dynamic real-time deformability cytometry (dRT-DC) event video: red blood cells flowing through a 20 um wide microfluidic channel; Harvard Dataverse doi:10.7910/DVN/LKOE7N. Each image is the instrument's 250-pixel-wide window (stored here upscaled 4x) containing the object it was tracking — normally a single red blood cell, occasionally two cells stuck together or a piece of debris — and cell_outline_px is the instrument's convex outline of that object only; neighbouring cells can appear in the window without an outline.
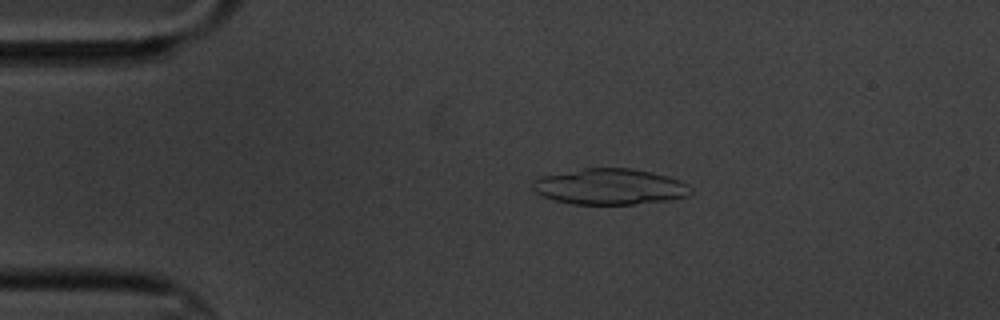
{"species": "common noctule bat (a hibernating species)", "species_latin": "Nyctalus noctula", "temperature_condition": "cold", "stored_images_in_passage": 15, "camera_frame_rate_fps": 3000, "um_per_image_px": 0.085, "animal": {"sex": "male", "body_mass_g": 20.1, "forearm_length_mm": 53.5}, "frame": {"image": 1, "passage_image": 3, "time_ms": 3.333, "image_size_px": [1000, 320], "cell_outline_px": [[692, 192], [688, 196], [668, 200], [632, 204], [572, 204], [556, 200], [544, 196], [536, 192], [532, 188], [532, 180], [540, 176], [584, 168], [632, 168], [652, 172], [668, 176], [680, 180], [688, 184], [692, 188]], "centroid_in_image_um": [51.85, 15.86], "position_along_channel_um": 33.1, "area_um2": 33.18}}